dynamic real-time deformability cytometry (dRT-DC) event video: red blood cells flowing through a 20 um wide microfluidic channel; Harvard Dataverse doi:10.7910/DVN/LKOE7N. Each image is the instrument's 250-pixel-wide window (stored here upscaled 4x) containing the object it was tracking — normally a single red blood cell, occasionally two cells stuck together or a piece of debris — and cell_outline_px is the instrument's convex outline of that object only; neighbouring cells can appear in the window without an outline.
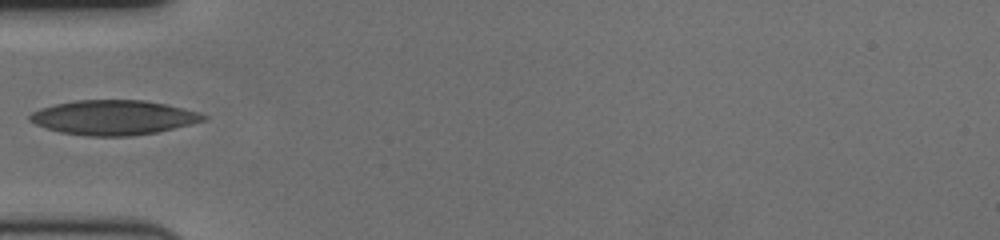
{"species": "human", "species_latin": "Homo sapiens", "temperature_condition": "cold", "stored_images_in_passage": 38, "camera_frame_rate_fps": 3000, "um_per_image_px": 0.085, "donor": {"sex": "female"}, "frame": {"image": 1, "passage_image": 1, "time_ms": 0.0, "image_size_px": [1000, 240], "cell_outline_px": [[208, 120], [156, 132], [132, 136], [88, 136], [60, 132], [36, 124], [28, 120], [28, 116], [32, 112], [40, 108], [56, 104], [76, 100], [144, 100], [184, 108], [208, 116]], "centroid_in_image_um": [9.64, 9.99], "position_along_channel_um": 75.4, "area_um2": 34.91}}
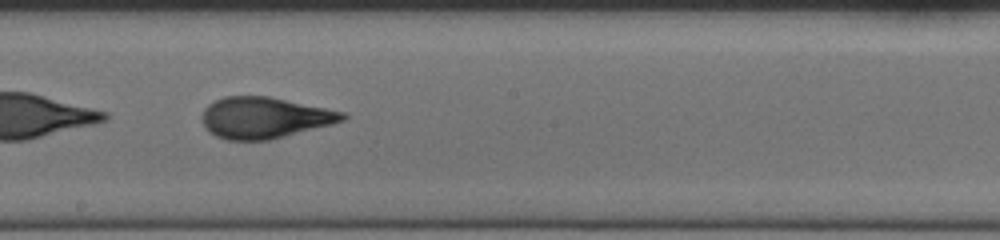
{"frame": {"image": 2, "passage_image": 14, "time_ms": 4.333, "image_size_px": [1000, 240], "cell_outline_px": [[348, 116], [344, 120], [332, 124], [268, 140], [228, 140], [216, 136], [208, 132], [204, 128], [200, 120], [200, 116], [204, 108], [208, 104], [224, 96], [268, 96], [344, 112]], "centroid_in_image_um": [22.41, 10.0], "position_along_channel_um": 225.8, "area_um2": 33.76}}
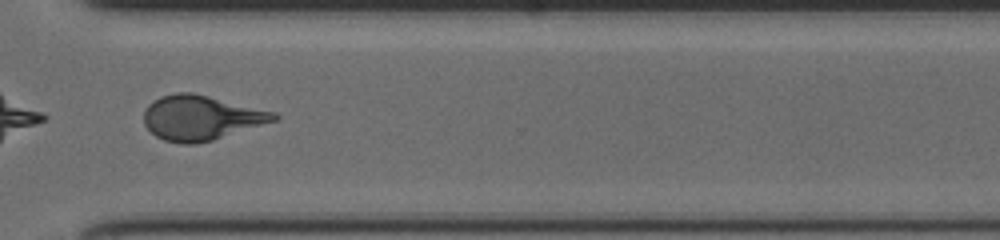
{"frame": {"image": 3, "passage_image": 25, "time_ms": 8.0, "image_size_px": [1000, 240], "cell_outline_px": [[280, 116], [276, 120], [212, 140], [192, 144], [180, 144], [164, 140], [156, 136], [144, 124], [144, 108], [152, 100], [160, 96], [176, 92], [192, 92], [276, 112]], "centroid_in_image_um": [17.05, 9.99], "position_along_channel_um": 353.5, "area_um2": 33.81}}